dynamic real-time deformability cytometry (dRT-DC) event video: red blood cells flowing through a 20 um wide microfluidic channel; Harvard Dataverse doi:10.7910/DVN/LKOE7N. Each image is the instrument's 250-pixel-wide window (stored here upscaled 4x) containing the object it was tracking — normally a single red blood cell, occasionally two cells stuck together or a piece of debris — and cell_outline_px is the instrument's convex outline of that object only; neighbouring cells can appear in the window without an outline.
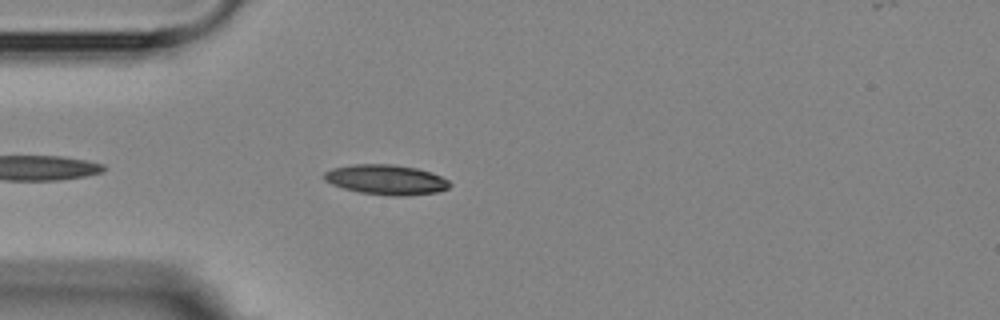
{"species": "Egyptian fruit bat (a non-hibernating species)", "species_latin": "Rousettus aegyptiacus", "temperature_condition": "room temperature", "stored_images_in_passage": 5, "camera_frame_rate_fps": 3000, "um_per_image_px": 0.085, "animal": {"sex": "female"}, "frame": {"image": 1, "passage_image": 4, "time_ms": 3.333, "image_size_px": [1000, 320], "cell_outline_px": [[452, 184], [448, 188], [440, 192], [404, 196], [396, 196], [360, 192], [344, 188], [332, 184], [324, 180], [324, 172], [332, 168], [356, 164], [392, 164], [416, 168], [432, 172], [448, 180]], "centroid_in_image_um": [32.85, 15.27], "position_along_channel_um": 52.1, "area_um2": 21.91}}